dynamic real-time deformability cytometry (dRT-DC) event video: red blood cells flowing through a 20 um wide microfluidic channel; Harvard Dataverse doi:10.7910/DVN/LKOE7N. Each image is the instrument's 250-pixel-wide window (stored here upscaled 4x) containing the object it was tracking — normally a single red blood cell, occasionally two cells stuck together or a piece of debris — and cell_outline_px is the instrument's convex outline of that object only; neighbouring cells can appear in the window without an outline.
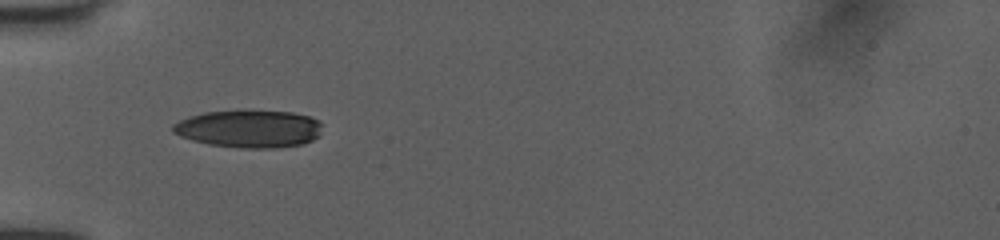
{"species": "human", "species_latin": "Homo sapiens", "temperature_condition": "room temperature", "stored_images_in_passage": 2, "camera_frame_rate_fps": 3000, "um_per_image_px": 0.085, "donor": {"sex": "female"}, "frame": {"image": 1, "passage_image": 1, "time_ms": 0.0, "image_size_px": [1000, 240], "cell_outline_px": [[320, 136], [312, 140], [300, 144], [276, 148], [240, 148], [208, 144], [192, 140], [180, 136], [172, 132], [172, 124], [180, 120], [204, 112], [292, 112], [308, 116], [320, 120]], "centroid_in_image_um": [21.17, 10.97], "position_along_channel_um": 63.8, "area_um2": 32.19}}